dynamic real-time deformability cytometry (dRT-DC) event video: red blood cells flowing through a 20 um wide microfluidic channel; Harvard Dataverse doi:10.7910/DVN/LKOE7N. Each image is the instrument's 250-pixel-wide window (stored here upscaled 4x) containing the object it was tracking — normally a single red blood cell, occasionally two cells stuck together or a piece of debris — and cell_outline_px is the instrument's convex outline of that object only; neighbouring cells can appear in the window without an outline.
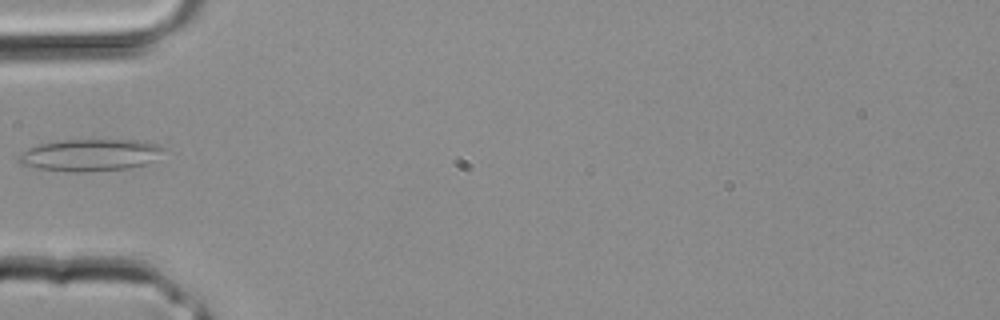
{"species": "common noctule bat (a hibernating species)", "species_latin": "Nyctalus noctula", "temperature_condition": "room temperature", "stored_images_in_passage": 4, "camera_frame_rate_fps": 3000, "um_per_image_px": 0.085, "animal": {"sex": "male", "body_mass_g": 20.4}, "frame": {"image": 1, "passage_image": 4, "time_ms": 1.0, "image_size_px": [1000, 320], "cell_outline_px": [[164, 148], [144, 164], [128, 168], [84, 172], [80, 172], [36, 168], [20, 164], [16, 160], [16, 156], [28, 148], [40, 144], [64, 140], [144, 140], [156, 144]], "centroid_in_image_um": [7.56, 13.17], "position_along_channel_um": 77.4, "area_um2": 26.53}}